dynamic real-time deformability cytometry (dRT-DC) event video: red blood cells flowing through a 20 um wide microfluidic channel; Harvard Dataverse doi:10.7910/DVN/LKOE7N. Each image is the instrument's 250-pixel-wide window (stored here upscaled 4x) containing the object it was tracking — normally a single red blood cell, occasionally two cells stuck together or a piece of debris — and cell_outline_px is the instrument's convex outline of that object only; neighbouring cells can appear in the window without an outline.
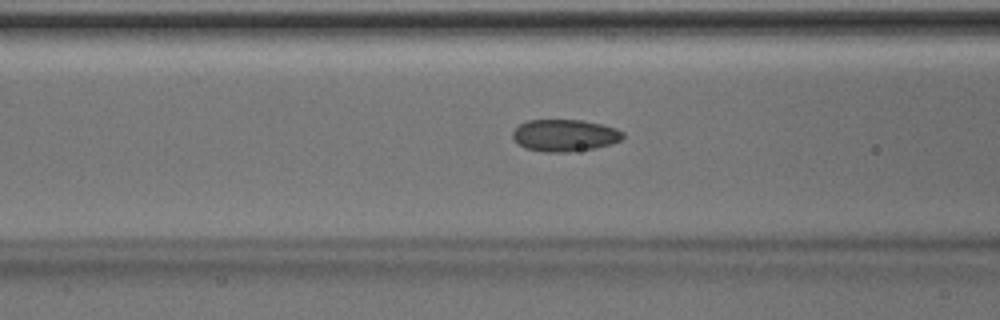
{"species": "Egyptian fruit bat (a non-hibernating species)", "species_latin": "Rousettus aegyptiacus", "temperature_condition": "room temperature", "stored_images_in_passage": 36, "camera_frame_rate_fps": 3000, "um_per_image_px": 0.085, "animal": {"sex": "male"}, "frame": {"image": 1, "passage_image": 11, "time_ms": 3.333, "image_size_px": [1000, 320], "cell_outline_px": [[624, 136], [620, 140], [612, 144], [596, 148], [568, 152], [544, 152], [524, 148], [512, 136], [512, 132], [520, 124], [528, 120], [580, 120], [600, 124], [616, 128], [624, 132]], "centroid_in_image_um": [48.01, 11.51], "position_along_channel_um": 118.6, "area_um2": 20.52}}
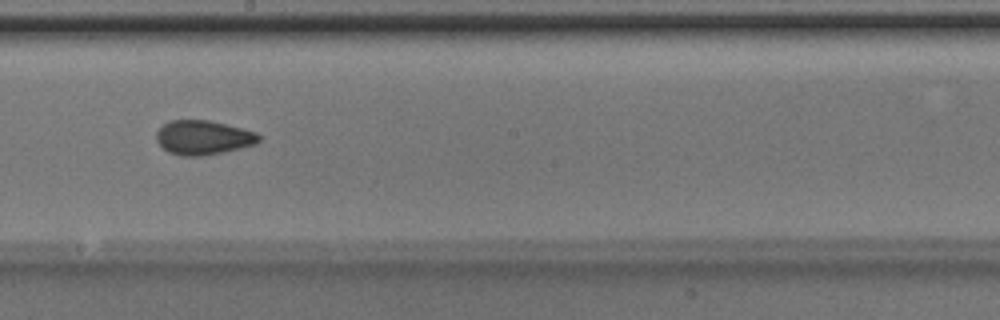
{"frame": {"image": 2, "passage_image": 19, "time_ms": 6.0, "image_size_px": [1000, 320], "cell_outline_px": [[260, 140], [256, 144], [224, 152], [200, 156], [180, 156], [168, 152], [156, 140], [156, 132], [168, 120], [208, 120], [256, 132], [260, 136]], "centroid_in_image_um": [17.26, 11.7], "position_along_channel_um": 230.9, "area_um2": 20.4}}
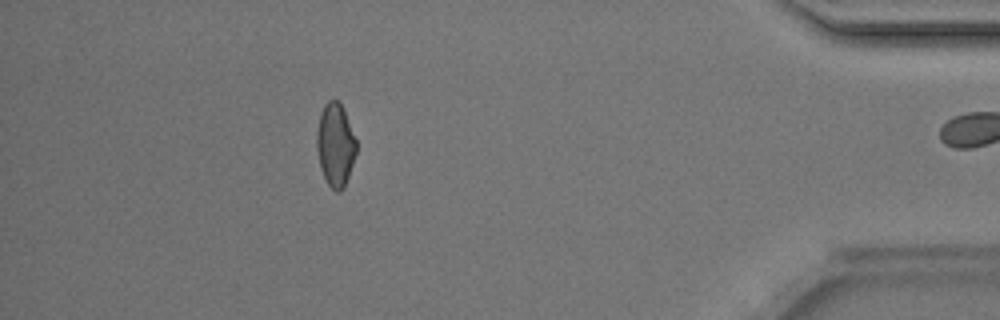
{"frame": {"image": 3, "passage_image": 35, "time_ms": 11.333, "image_size_px": [1000, 320], "cell_outline_px": [[356, 152], [344, 188], [340, 192], [336, 192], [328, 184], [320, 168], [316, 148], [316, 132], [320, 112], [324, 104], [328, 100], [336, 100], [340, 104], [344, 112], [356, 140]], "centroid_in_image_um": [28.47, 12.32], "position_along_channel_um": 406.7, "area_um2": 19.02}, "authors_computed_cell_mechanics": {"area_um2": 19.8543, "velocity_mm_per_s": 4.2122, "shape_relaxation_time_tau1_ms": 2.9886, "shape_relaxation_time_tau2_ms": 1.6332, "deformation_change_tau1": 0.1022, "deformation_change_tau2": 0.0556}}